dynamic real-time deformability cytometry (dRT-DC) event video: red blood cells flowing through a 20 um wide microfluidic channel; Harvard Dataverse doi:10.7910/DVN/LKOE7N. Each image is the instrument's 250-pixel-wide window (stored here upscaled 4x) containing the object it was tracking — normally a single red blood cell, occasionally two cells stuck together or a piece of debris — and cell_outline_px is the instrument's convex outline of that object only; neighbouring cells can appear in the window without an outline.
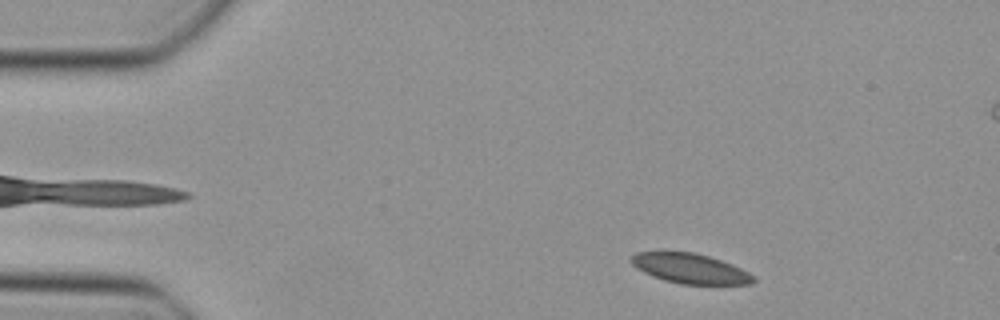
{"species": "Egyptian fruit bat (a non-hibernating species)", "species_latin": "Rousettus aegyptiacus", "temperature_condition": "cold", "stored_images_in_passage": 45, "segment_of_instrument_passage": [1, 2], "camera_frame_rate_fps": 3000, "um_per_image_px": 0.085, "animal": {"sex": "female"}, "frame": {"image": 1, "passage_image": 3, "time_ms": 0.667, "image_size_px": [1000, 320], "cell_outline_px": [[756, 280], [752, 284], [680, 284], [664, 280], [652, 276], [644, 272], [632, 264], [632, 256], [636, 252], [692, 252], [708, 256], [732, 264], [748, 272]], "centroid_in_image_um": [58.67, 22.83], "position_along_channel_um": 26.3, "area_um2": 20.98}}
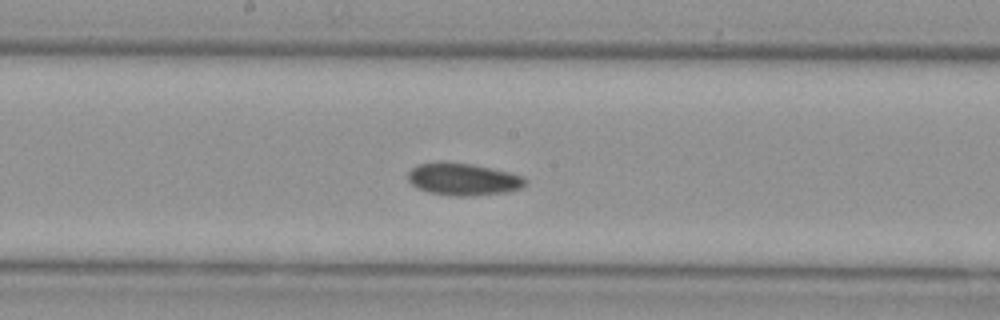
{"frame": {"image": 2, "passage_image": 21, "time_ms": 6.667, "image_size_px": [1000, 320], "cell_outline_px": [[528, 180], [520, 188], [504, 192], [472, 196], [448, 196], [428, 192], [416, 188], [408, 180], [408, 172], [412, 168], [420, 164], [472, 164], [492, 168], [524, 176]], "centroid_in_image_um": [39.39, 15.27], "position_along_channel_um": 208.8, "area_um2": 21.56}}
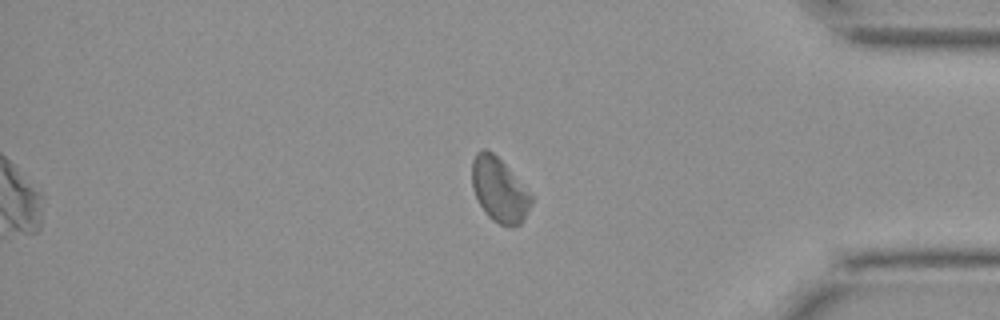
{"frame": {"image": 3, "passage_image": 36, "time_ms": 11.667, "image_size_px": [1000, 320], "cell_outline_px": [[532, 204], [524, 220], [520, 224], [508, 228], [492, 220], [484, 212], [472, 188], [472, 160], [476, 152], [484, 148], [492, 152], [504, 164], [532, 196]], "centroid_in_image_um": [42.42, 16.17], "position_along_channel_um": 392.8, "area_um2": 22.02}}